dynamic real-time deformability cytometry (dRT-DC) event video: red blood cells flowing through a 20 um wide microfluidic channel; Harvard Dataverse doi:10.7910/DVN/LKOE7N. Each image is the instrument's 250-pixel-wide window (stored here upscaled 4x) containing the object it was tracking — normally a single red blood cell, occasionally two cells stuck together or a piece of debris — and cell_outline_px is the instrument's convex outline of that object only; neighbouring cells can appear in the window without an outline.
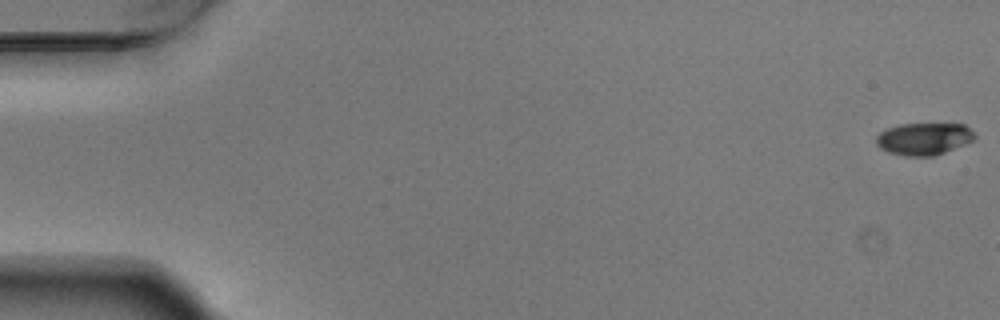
{"species": "Egyptian fruit bat (a non-hibernating species)", "species_latin": "Rousettus aegyptiacus", "temperature_condition": "warm", "stored_images_in_passage": 3, "camera_frame_rate_fps": 3000, "um_per_image_px": 0.085, "animal": {"sex": "male"}, "frame": {"image": 1, "passage_image": 1, "time_ms": 0.0, "image_size_px": [1000, 320], "cell_outline_px": [[976, 136], [972, 140], [964, 144], [944, 152], [932, 156], [908, 156], [888, 152], [880, 148], [876, 144], [876, 136], [880, 132], [888, 128], [900, 124], [964, 124]], "centroid_in_image_um": [78.49, 11.8], "position_along_channel_um": 6.5, "area_um2": 18.21}}